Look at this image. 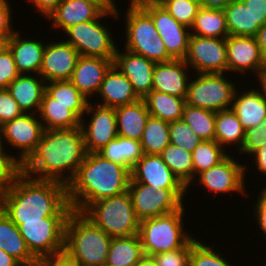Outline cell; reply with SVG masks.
<instances>
[{
	"instance_id": "1",
	"label": "cell",
	"mask_w": 266,
	"mask_h": 266,
	"mask_svg": "<svg viewBox=\"0 0 266 266\" xmlns=\"http://www.w3.org/2000/svg\"><path fill=\"white\" fill-rule=\"evenodd\" d=\"M0 208L14 224L42 221L45 217H68L72 211L66 184L35 179L21 170L1 196Z\"/></svg>"
},
{
	"instance_id": "2",
	"label": "cell",
	"mask_w": 266,
	"mask_h": 266,
	"mask_svg": "<svg viewBox=\"0 0 266 266\" xmlns=\"http://www.w3.org/2000/svg\"><path fill=\"white\" fill-rule=\"evenodd\" d=\"M86 154L81 126L45 129L35 151L20 170L35 179L55 180L68 185Z\"/></svg>"
},
{
	"instance_id": "3",
	"label": "cell",
	"mask_w": 266,
	"mask_h": 266,
	"mask_svg": "<svg viewBox=\"0 0 266 266\" xmlns=\"http://www.w3.org/2000/svg\"><path fill=\"white\" fill-rule=\"evenodd\" d=\"M131 172L127 167L87 153L76 175L67 185L72 210L84 212L92 203L128 191Z\"/></svg>"
},
{
	"instance_id": "4",
	"label": "cell",
	"mask_w": 266,
	"mask_h": 266,
	"mask_svg": "<svg viewBox=\"0 0 266 266\" xmlns=\"http://www.w3.org/2000/svg\"><path fill=\"white\" fill-rule=\"evenodd\" d=\"M112 238L83 212L72 210L65 224L64 250L81 266L107 261Z\"/></svg>"
},
{
	"instance_id": "5",
	"label": "cell",
	"mask_w": 266,
	"mask_h": 266,
	"mask_svg": "<svg viewBox=\"0 0 266 266\" xmlns=\"http://www.w3.org/2000/svg\"><path fill=\"white\" fill-rule=\"evenodd\" d=\"M185 207L183 205L172 213L140 221L139 237L145 255L154 256L180 249L195 237L184 227V219H187L184 218L187 216Z\"/></svg>"
},
{
	"instance_id": "6",
	"label": "cell",
	"mask_w": 266,
	"mask_h": 266,
	"mask_svg": "<svg viewBox=\"0 0 266 266\" xmlns=\"http://www.w3.org/2000/svg\"><path fill=\"white\" fill-rule=\"evenodd\" d=\"M124 11V48L155 63L173 60L151 16L140 5H128L127 11Z\"/></svg>"
},
{
	"instance_id": "7",
	"label": "cell",
	"mask_w": 266,
	"mask_h": 266,
	"mask_svg": "<svg viewBox=\"0 0 266 266\" xmlns=\"http://www.w3.org/2000/svg\"><path fill=\"white\" fill-rule=\"evenodd\" d=\"M83 213L111 238L139 234L140 221L128 191L94 202Z\"/></svg>"
},
{
	"instance_id": "8",
	"label": "cell",
	"mask_w": 266,
	"mask_h": 266,
	"mask_svg": "<svg viewBox=\"0 0 266 266\" xmlns=\"http://www.w3.org/2000/svg\"><path fill=\"white\" fill-rule=\"evenodd\" d=\"M120 11L121 9L118 8L117 13L102 12L95 20L70 26L63 32V36H67L64 40L71 44L81 56L114 59L119 44L114 41L115 34H111L114 32L105 20L103 22L101 20L106 19L107 16L115 20L119 17L122 19Z\"/></svg>"
},
{
	"instance_id": "9",
	"label": "cell",
	"mask_w": 266,
	"mask_h": 266,
	"mask_svg": "<svg viewBox=\"0 0 266 266\" xmlns=\"http://www.w3.org/2000/svg\"><path fill=\"white\" fill-rule=\"evenodd\" d=\"M193 75L188 83L185 99L187 105L214 112L231 108L234 94L240 86H237V82L232 79V74L231 77L228 73H193Z\"/></svg>"
},
{
	"instance_id": "10",
	"label": "cell",
	"mask_w": 266,
	"mask_h": 266,
	"mask_svg": "<svg viewBox=\"0 0 266 266\" xmlns=\"http://www.w3.org/2000/svg\"><path fill=\"white\" fill-rule=\"evenodd\" d=\"M234 158L233 154L230 153L219 164L198 174L190 187L187 188V194H189L191 186L193 187L195 183L199 188L203 187L201 190L206 189V191L208 190L212 193V196L219 194L233 196L234 193H237V195L239 193L241 196L246 198L248 196L249 198L250 191L246 189L248 181L246 177L248 176H246L245 164H243L245 162H240L242 161L240 157ZM232 193L233 195H231Z\"/></svg>"
},
{
	"instance_id": "11",
	"label": "cell",
	"mask_w": 266,
	"mask_h": 266,
	"mask_svg": "<svg viewBox=\"0 0 266 266\" xmlns=\"http://www.w3.org/2000/svg\"><path fill=\"white\" fill-rule=\"evenodd\" d=\"M128 192L139 221L179 210L187 197V189H158L135 181H130Z\"/></svg>"
},
{
	"instance_id": "12",
	"label": "cell",
	"mask_w": 266,
	"mask_h": 266,
	"mask_svg": "<svg viewBox=\"0 0 266 266\" xmlns=\"http://www.w3.org/2000/svg\"><path fill=\"white\" fill-rule=\"evenodd\" d=\"M66 219L67 217H45L42 221L15 225L30 253L39 259L64 250Z\"/></svg>"
},
{
	"instance_id": "13",
	"label": "cell",
	"mask_w": 266,
	"mask_h": 266,
	"mask_svg": "<svg viewBox=\"0 0 266 266\" xmlns=\"http://www.w3.org/2000/svg\"><path fill=\"white\" fill-rule=\"evenodd\" d=\"M44 130L38 114L23 113L3 125L4 150L21 166L35 151ZM5 143L12 152L18 150V153H9Z\"/></svg>"
},
{
	"instance_id": "14",
	"label": "cell",
	"mask_w": 266,
	"mask_h": 266,
	"mask_svg": "<svg viewBox=\"0 0 266 266\" xmlns=\"http://www.w3.org/2000/svg\"><path fill=\"white\" fill-rule=\"evenodd\" d=\"M92 101L88 102L81 119L87 153H97L118 136L115 107L97 104L94 99Z\"/></svg>"
},
{
	"instance_id": "15",
	"label": "cell",
	"mask_w": 266,
	"mask_h": 266,
	"mask_svg": "<svg viewBox=\"0 0 266 266\" xmlns=\"http://www.w3.org/2000/svg\"><path fill=\"white\" fill-rule=\"evenodd\" d=\"M183 60L193 73H227L226 38L191 34Z\"/></svg>"
},
{
	"instance_id": "16",
	"label": "cell",
	"mask_w": 266,
	"mask_h": 266,
	"mask_svg": "<svg viewBox=\"0 0 266 266\" xmlns=\"http://www.w3.org/2000/svg\"><path fill=\"white\" fill-rule=\"evenodd\" d=\"M227 48V73L237 77L243 75L259 78L266 64L262 58L259 44L253 36H231L226 37ZM251 71V72H250ZM238 73V74H236ZM255 75V76H254Z\"/></svg>"
},
{
	"instance_id": "17",
	"label": "cell",
	"mask_w": 266,
	"mask_h": 266,
	"mask_svg": "<svg viewBox=\"0 0 266 266\" xmlns=\"http://www.w3.org/2000/svg\"><path fill=\"white\" fill-rule=\"evenodd\" d=\"M47 41L39 75L45 82L69 80L79 58L78 51L65 40ZM50 42V43H49Z\"/></svg>"
},
{
	"instance_id": "18",
	"label": "cell",
	"mask_w": 266,
	"mask_h": 266,
	"mask_svg": "<svg viewBox=\"0 0 266 266\" xmlns=\"http://www.w3.org/2000/svg\"><path fill=\"white\" fill-rule=\"evenodd\" d=\"M123 51V52H122ZM118 46L113 64L128 78L140 99L152 91L155 62Z\"/></svg>"
},
{
	"instance_id": "19",
	"label": "cell",
	"mask_w": 266,
	"mask_h": 266,
	"mask_svg": "<svg viewBox=\"0 0 266 266\" xmlns=\"http://www.w3.org/2000/svg\"><path fill=\"white\" fill-rule=\"evenodd\" d=\"M130 181L158 189H187L165 164L160 154H143L131 169Z\"/></svg>"
},
{
	"instance_id": "20",
	"label": "cell",
	"mask_w": 266,
	"mask_h": 266,
	"mask_svg": "<svg viewBox=\"0 0 266 266\" xmlns=\"http://www.w3.org/2000/svg\"><path fill=\"white\" fill-rule=\"evenodd\" d=\"M184 60L173 59L156 63L152 77V90L186 99L188 83L193 75Z\"/></svg>"
},
{
	"instance_id": "21",
	"label": "cell",
	"mask_w": 266,
	"mask_h": 266,
	"mask_svg": "<svg viewBox=\"0 0 266 266\" xmlns=\"http://www.w3.org/2000/svg\"><path fill=\"white\" fill-rule=\"evenodd\" d=\"M113 61L114 59L80 55L69 81L90 101L97 95L104 76L113 65Z\"/></svg>"
},
{
	"instance_id": "22",
	"label": "cell",
	"mask_w": 266,
	"mask_h": 266,
	"mask_svg": "<svg viewBox=\"0 0 266 266\" xmlns=\"http://www.w3.org/2000/svg\"><path fill=\"white\" fill-rule=\"evenodd\" d=\"M20 30H17L7 40V48L12 52L16 69L19 74L39 75L46 43L39 39L24 37Z\"/></svg>"
},
{
	"instance_id": "23",
	"label": "cell",
	"mask_w": 266,
	"mask_h": 266,
	"mask_svg": "<svg viewBox=\"0 0 266 266\" xmlns=\"http://www.w3.org/2000/svg\"><path fill=\"white\" fill-rule=\"evenodd\" d=\"M248 86L237 88L231 105V109L245 131L257 127L266 118V96L264 91L259 85H257L258 88L257 86Z\"/></svg>"
},
{
	"instance_id": "24",
	"label": "cell",
	"mask_w": 266,
	"mask_h": 266,
	"mask_svg": "<svg viewBox=\"0 0 266 266\" xmlns=\"http://www.w3.org/2000/svg\"><path fill=\"white\" fill-rule=\"evenodd\" d=\"M87 105H62L44 92L38 112L44 129H63L81 126Z\"/></svg>"
},
{
	"instance_id": "25",
	"label": "cell",
	"mask_w": 266,
	"mask_h": 266,
	"mask_svg": "<svg viewBox=\"0 0 266 266\" xmlns=\"http://www.w3.org/2000/svg\"><path fill=\"white\" fill-rule=\"evenodd\" d=\"M96 97L95 103L109 107L127 105L140 99L131 82L114 64L106 72Z\"/></svg>"
},
{
	"instance_id": "26",
	"label": "cell",
	"mask_w": 266,
	"mask_h": 266,
	"mask_svg": "<svg viewBox=\"0 0 266 266\" xmlns=\"http://www.w3.org/2000/svg\"><path fill=\"white\" fill-rule=\"evenodd\" d=\"M102 11L93 3L85 0H63L49 15L50 28L62 33L70 26L95 20Z\"/></svg>"
},
{
	"instance_id": "27",
	"label": "cell",
	"mask_w": 266,
	"mask_h": 266,
	"mask_svg": "<svg viewBox=\"0 0 266 266\" xmlns=\"http://www.w3.org/2000/svg\"><path fill=\"white\" fill-rule=\"evenodd\" d=\"M45 80L37 74H20L7 87L23 113L38 114L43 94Z\"/></svg>"
},
{
	"instance_id": "28",
	"label": "cell",
	"mask_w": 266,
	"mask_h": 266,
	"mask_svg": "<svg viewBox=\"0 0 266 266\" xmlns=\"http://www.w3.org/2000/svg\"><path fill=\"white\" fill-rule=\"evenodd\" d=\"M117 134L140 141L150 116L144 99L115 107Z\"/></svg>"
},
{
	"instance_id": "29",
	"label": "cell",
	"mask_w": 266,
	"mask_h": 266,
	"mask_svg": "<svg viewBox=\"0 0 266 266\" xmlns=\"http://www.w3.org/2000/svg\"><path fill=\"white\" fill-rule=\"evenodd\" d=\"M0 249L22 266H36L37 259L28 250L18 227L0 208Z\"/></svg>"
},
{
	"instance_id": "30",
	"label": "cell",
	"mask_w": 266,
	"mask_h": 266,
	"mask_svg": "<svg viewBox=\"0 0 266 266\" xmlns=\"http://www.w3.org/2000/svg\"><path fill=\"white\" fill-rule=\"evenodd\" d=\"M245 138L243 129L238 117L231 108L216 112L215 118V141L225 150L234 149L239 151L242 148ZM233 146V147H232ZM227 147V148H226Z\"/></svg>"
},
{
	"instance_id": "31",
	"label": "cell",
	"mask_w": 266,
	"mask_h": 266,
	"mask_svg": "<svg viewBox=\"0 0 266 266\" xmlns=\"http://www.w3.org/2000/svg\"><path fill=\"white\" fill-rule=\"evenodd\" d=\"M97 153L107 160L127 167L130 171L144 154L140 141L122 136H117Z\"/></svg>"
},
{
	"instance_id": "32",
	"label": "cell",
	"mask_w": 266,
	"mask_h": 266,
	"mask_svg": "<svg viewBox=\"0 0 266 266\" xmlns=\"http://www.w3.org/2000/svg\"><path fill=\"white\" fill-rule=\"evenodd\" d=\"M144 255L139 234L112 238L106 263L111 266H135Z\"/></svg>"
},
{
	"instance_id": "33",
	"label": "cell",
	"mask_w": 266,
	"mask_h": 266,
	"mask_svg": "<svg viewBox=\"0 0 266 266\" xmlns=\"http://www.w3.org/2000/svg\"><path fill=\"white\" fill-rule=\"evenodd\" d=\"M150 116L167 122L181 120L186 105L185 98L152 90L145 98Z\"/></svg>"
},
{
	"instance_id": "34",
	"label": "cell",
	"mask_w": 266,
	"mask_h": 266,
	"mask_svg": "<svg viewBox=\"0 0 266 266\" xmlns=\"http://www.w3.org/2000/svg\"><path fill=\"white\" fill-rule=\"evenodd\" d=\"M190 32L201 37H228L229 32L224 10L205 9L201 6L190 27Z\"/></svg>"
},
{
	"instance_id": "35",
	"label": "cell",
	"mask_w": 266,
	"mask_h": 266,
	"mask_svg": "<svg viewBox=\"0 0 266 266\" xmlns=\"http://www.w3.org/2000/svg\"><path fill=\"white\" fill-rule=\"evenodd\" d=\"M140 142L144 154H160L170 144L169 122L149 116Z\"/></svg>"
},
{
	"instance_id": "36",
	"label": "cell",
	"mask_w": 266,
	"mask_h": 266,
	"mask_svg": "<svg viewBox=\"0 0 266 266\" xmlns=\"http://www.w3.org/2000/svg\"><path fill=\"white\" fill-rule=\"evenodd\" d=\"M160 155L174 175L188 188L193 182L192 153L170 143Z\"/></svg>"
},
{
	"instance_id": "37",
	"label": "cell",
	"mask_w": 266,
	"mask_h": 266,
	"mask_svg": "<svg viewBox=\"0 0 266 266\" xmlns=\"http://www.w3.org/2000/svg\"><path fill=\"white\" fill-rule=\"evenodd\" d=\"M215 118L216 112L187 104L182 116L201 141L215 140Z\"/></svg>"
},
{
	"instance_id": "38",
	"label": "cell",
	"mask_w": 266,
	"mask_h": 266,
	"mask_svg": "<svg viewBox=\"0 0 266 266\" xmlns=\"http://www.w3.org/2000/svg\"><path fill=\"white\" fill-rule=\"evenodd\" d=\"M229 155L215 140L201 141L192 152L193 181L201 172L219 164Z\"/></svg>"
},
{
	"instance_id": "39",
	"label": "cell",
	"mask_w": 266,
	"mask_h": 266,
	"mask_svg": "<svg viewBox=\"0 0 266 266\" xmlns=\"http://www.w3.org/2000/svg\"><path fill=\"white\" fill-rule=\"evenodd\" d=\"M231 36H253V14L243 1L229 4L224 9Z\"/></svg>"
},
{
	"instance_id": "40",
	"label": "cell",
	"mask_w": 266,
	"mask_h": 266,
	"mask_svg": "<svg viewBox=\"0 0 266 266\" xmlns=\"http://www.w3.org/2000/svg\"><path fill=\"white\" fill-rule=\"evenodd\" d=\"M217 250L214 243L207 245L205 241L197 239L191 248L189 266H234L223 252ZM223 254V255H221ZM225 255V256H224ZM225 257V258H224ZM227 258V259H226ZM231 262V263H230Z\"/></svg>"
},
{
	"instance_id": "41",
	"label": "cell",
	"mask_w": 266,
	"mask_h": 266,
	"mask_svg": "<svg viewBox=\"0 0 266 266\" xmlns=\"http://www.w3.org/2000/svg\"><path fill=\"white\" fill-rule=\"evenodd\" d=\"M45 92L62 105H88L89 102L69 80L47 82Z\"/></svg>"
},
{
	"instance_id": "42",
	"label": "cell",
	"mask_w": 266,
	"mask_h": 266,
	"mask_svg": "<svg viewBox=\"0 0 266 266\" xmlns=\"http://www.w3.org/2000/svg\"><path fill=\"white\" fill-rule=\"evenodd\" d=\"M152 18L158 33L190 32V28L179 23L161 4L140 5Z\"/></svg>"
},
{
	"instance_id": "43",
	"label": "cell",
	"mask_w": 266,
	"mask_h": 266,
	"mask_svg": "<svg viewBox=\"0 0 266 266\" xmlns=\"http://www.w3.org/2000/svg\"><path fill=\"white\" fill-rule=\"evenodd\" d=\"M171 16L179 23L191 27L198 10L201 8V0H165L161 3Z\"/></svg>"
},
{
	"instance_id": "44",
	"label": "cell",
	"mask_w": 266,
	"mask_h": 266,
	"mask_svg": "<svg viewBox=\"0 0 266 266\" xmlns=\"http://www.w3.org/2000/svg\"><path fill=\"white\" fill-rule=\"evenodd\" d=\"M170 143L183 150L193 152L201 139L193 132L190 126L182 119L169 122Z\"/></svg>"
},
{
	"instance_id": "45",
	"label": "cell",
	"mask_w": 266,
	"mask_h": 266,
	"mask_svg": "<svg viewBox=\"0 0 266 266\" xmlns=\"http://www.w3.org/2000/svg\"><path fill=\"white\" fill-rule=\"evenodd\" d=\"M191 32L159 33L168 54L173 59L183 60L187 54Z\"/></svg>"
},
{
	"instance_id": "46",
	"label": "cell",
	"mask_w": 266,
	"mask_h": 266,
	"mask_svg": "<svg viewBox=\"0 0 266 266\" xmlns=\"http://www.w3.org/2000/svg\"><path fill=\"white\" fill-rule=\"evenodd\" d=\"M197 240V236L192 238L184 247L165 253L154 255L158 266H189L190 255L193 243Z\"/></svg>"
},
{
	"instance_id": "47",
	"label": "cell",
	"mask_w": 266,
	"mask_h": 266,
	"mask_svg": "<svg viewBox=\"0 0 266 266\" xmlns=\"http://www.w3.org/2000/svg\"><path fill=\"white\" fill-rule=\"evenodd\" d=\"M19 171L18 163L5 150H0V198Z\"/></svg>"
},
{
	"instance_id": "48",
	"label": "cell",
	"mask_w": 266,
	"mask_h": 266,
	"mask_svg": "<svg viewBox=\"0 0 266 266\" xmlns=\"http://www.w3.org/2000/svg\"><path fill=\"white\" fill-rule=\"evenodd\" d=\"M266 144V132L262 123L255 128H250L245 131V138L242 148L238 151L239 155L246 156V159L258 148ZM244 154V155H243ZM246 154V155H245Z\"/></svg>"
},
{
	"instance_id": "49",
	"label": "cell",
	"mask_w": 266,
	"mask_h": 266,
	"mask_svg": "<svg viewBox=\"0 0 266 266\" xmlns=\"http://www.w3.org/2000/svg\"><path fill=\"white\" fill-rule=\"evenodd\" d=\"M19 75L12 52L6 47L0 53V89H7Z\"/></svg>"
},
{
	"instance_id": "50",
	"label": "cell",
	"mask_w": 266,
	"mask_h": 266,
	"mask_svg": "<svg viewBox=\"0 0 266 266\" xmlns=\"http://www.w3.org/2000/svg\"><path fill=\"white\" fill-rule=\"evenodd\" d=\"M22 114V110L9 91L0 89V123L4 125Z\"/></svg>"
},
{
	"instance_id": "51",
	"label": "cell",
	"mask_w": 266,
	"mask_h": 266,
	"mask_svg": "<svg viewBox=\"0 0 266 266\" xmlns=\"http://www.w3.org/2000/svg\"><path fill=\"white\" fill-rule=\"evenodd\" d=\"M259 189H262L260 190L261 192H259V196L257 194L256 196V202L254 201V204L253 206V214L251 213V216L253 215V217L251 218H255V220H252L254 222H256L257 220V226H259L258 228L261 229L259 231H262L261 233L262 234H259L260 235H264L263 238L266 239V188H264L263 186Z\"/></svg>"
},
{
	"instance_id": "52",
	"label": "cell",
	"mask_w": 266,
	"mask_h": 266,
	"mask_svg": "<svg viewBox=\"0 0 266 266\" xmlns=\"http://www.w3.org/2000/svg\"><path fill=\"white\" fill-rule=\"evenodd\" d=\"M10 1L0 0V37H5L7 40L16 31L13 23V12ZM13 10V11H12ZM12 11V12H11Z\"/></svg>"
},
{
	"instance_id": "53",
	"label": "cell",
	"mask_w": 266,
	"mask_h": 266,
	"mask_svg": "<svg viewBox=\"0 0 266 266\" xmlns=\"http://www.w3.org/2000/svg\"><path fill=\"white\" fill-rule=\"evenodd\" d=\"M253 14V37L266 23V0H242Z\"/></svg>"
},
{
	"instance_id": "54",
	"label": "cell",
	"mask_w": 266,
	"mask_h": 266,
	"mask_svg": "<svg viewBox=\"0 0 266 266\" xmlns=\"http://www.w3.org/2000/svg\"><path fill=\"white\" fill-rule=\"evenodd\" d=\"M36 266H81L65 250L37 259Z\"/></svg>"
},
{
	"instance_id": "55",
	"label": "cell",
	"mask_w": 266,
	"mask_h": 266,
	"mask_svg": "<svg viewBox=\"0 0 266 266\" xmlns=\"http://www.w3.org/2000/svg\"><path fill=\"white\" fill-rule=\"evenodd\" d=\"M251 158V159H250ZM251 160V162H245L244 164H247V165H245V171H246V175L247 174H250L249 176H251V173L249 172H247V171H249L248 169H249V163H251V168L250 169H252V167L254 166V167H256L257 168V170H256V168H255V170L254 171H256L257 172V174H253L254 175V178H255V175H258V172H259V174L260 173H262L263 175H262V179H263V176H264V178L266 177V144L264 145V146H262V147H260V148H258L257 150H255L249 157H248V160ZM254 160V161H253ZM253 161V162H252ZM255 162V163H254ZM253 165V166H252ZM266 179V178H265ZM264 187L266 186V185H263ZM266 188V187H265Z\"/></svg>"
},
{
	"instance_id": "56",
	"label": "cell",
	"mask_w": 266,
	"mask_h": 266,
	"mask_svg": "<svg viewBox=\"0 0 266 266\" xmlns=\"http://www.w3.org/2000/svg\"><path fill=\"white\" fill-rule=\"evenodd\" d=\"M31 3L30 6L33 5L35 10L39 13V16L44 18H48L49 15L56 9V7L63 1V0H26Z\"/></svg>"
},
{
	"instance_id": "57",
	"label": "cell",
	"mask_w": 266,
	"mask_h": 266,
	"mask_svg": "<svg viewBox=\"0 0 266 266\" xmlns=\"http://www.w3.org/2000/svg\"><path fill=\"white\" fill-rule=\"evenodd\" d=\"M242 0H201V5L205 9L224 10L229 4Z\"/></svg>"
},
{
	"instance_id": "58",
	"label": "cell",
	"mask_w": 266,
	"mask_h": 266,
	"mask_svg": "<svg viewBox=\"0 0 266 266\" xmlns=\"http://www.w3.org/2000/svg\"><path fill=\"white\" fill-rule=\"evenodd\" d=\"M96 5L103 13H117L118 6L111 0H85Z\"/></svg>"
},
{
	"instance_id": "59",
	"label": "cell",
	"mask_w": 266,
	"mask_h": 266,
	"mask_svg": "<svg viewBox=\"0 0 266 266\" xmlns=\"http://www.w3.org/2000/svg\"><path fill=\"white\" fill-rule=\"evenodd\" d=\"M255 38L259 44L262 58L266 64V23L261 26Z\"/></svg>"
},
{
	"instance_id": "60",
	"label": "cell",
	"mask_w": 266,
	"mask_h": 266,
	"mask_svg": "<svg viewBox=\"0 0 266 266\" xmlns=\"http://www.w3.org/2000/svg\"><path fill=\"white\" fill-rule=\"evenodd\" d=\"M0 266H22L16 259L0 249Z\"/></svg>"
},
{
	"instance_id": "61",
	"label": "cell",
	"mask_w": 266,
	"mask_h": 266,
	"mask_svg": "<svg viewBox=\"0 0 266 266\" xmlns=\"http://www.w3.org/2000/svg\"><path fill=\"white\" fill-rule=\"evenodd\" d=\"M135 266H158L153 256L144 255Z\"/></svg>"
},
{
	"instance_id": "62",
	"label": "cell",
	"mask_w": 266,
	"mask_h": 266,
	"mask_svg": "<svg viewBox=\"0 0 266 266\" xmlns=\"http://www.w3.org/2000/svg\"><path fill=\"white\" fill-rule=\"evenodd\" d=\"M257 81L259 82V84L257 83V85H259V87L264 91V94L266 96V67L262 70Z\"/></svg>"
},
{
	"instance_id": "63",
	"label": "cell",
	"mask_w": 266,
	"mask_h": 266,
	"mask_svg": "<svg viewBox=\"0 0 266 266\" xmlns=\"http://www.w3.org/2000/svg\"><path fill=\"white\" fill-rule=\"evenodd\" d=\"M165 0H140V5L141 4H161Z\"/></svg>"
},
{
	"instance_id": "64",
	"label": "cell",
	"mask_w": 266,
	"mask_h": 266,
	"mask_svg": "<svg viewBox=\"0 0 266 266\" xmlns=\"http://www.w3.org/2000/svg\"><path fill=\"white\" fill-rule=\"evenodd\" d=\"M7 47V39L0 37V53Z\"/></svg>"
},
{
	"instance_id": "65",
	"label": "cell",
	"mask_w": 266,
	"mask_h": 266,
	"mask_svg": "<svg viewBox=\"0 0 266 266\" xmlns=\"http://www.w3.org/2000/svg\"><path fill=\"white\" fill-rule=\"evenodd\" d=\"M0 150H4L3 144V125L0 123Z\"/></svg>"
},
{
	"instance_id": "66",
	"label": "cell",
	"mask_w": 266,
	"mask_h": 266,
	"mask_svg": "<svg viewBox=\"0 0 266 266\" xmlns=\"http://www.w3.org/2000/svg\"><path fill=\"white\" fill-rule=\"evenodd\" d=\"M116 4V0H111ZM130 1L129 5H140V0H128Z\"/></svg>"
},
{
	"instance_id": "67",
	"label": "cell",
	"mask_w": 266,
	"mask_h": 266,
	"mask_svg": "<svg viewBox=\"0 0 266 266\" xmlns=\"http://www.w3.org/2000/svg\"><path fill=\"white\" fill-rule=\"evenodd\" d=\"M262 126L264 127L265 132H266V118H265V120L262 122Z\"/></svg>"
},
{
	"instance_id": "68",
	"label": "cell",
	"mask_w": 266,
	"mask_h": 266,
	"mask_svg": "<svg viewBox=\"0 0 266 266\" xmlns=\"http://www.w3.org/2000/svg\"><path fill=\"white\" fill-rule=\"evenodd\" d=\"M96 266H111V265H109L107 263H104V264H99V265H96Z\"/></svg>"
}]
</instances>
